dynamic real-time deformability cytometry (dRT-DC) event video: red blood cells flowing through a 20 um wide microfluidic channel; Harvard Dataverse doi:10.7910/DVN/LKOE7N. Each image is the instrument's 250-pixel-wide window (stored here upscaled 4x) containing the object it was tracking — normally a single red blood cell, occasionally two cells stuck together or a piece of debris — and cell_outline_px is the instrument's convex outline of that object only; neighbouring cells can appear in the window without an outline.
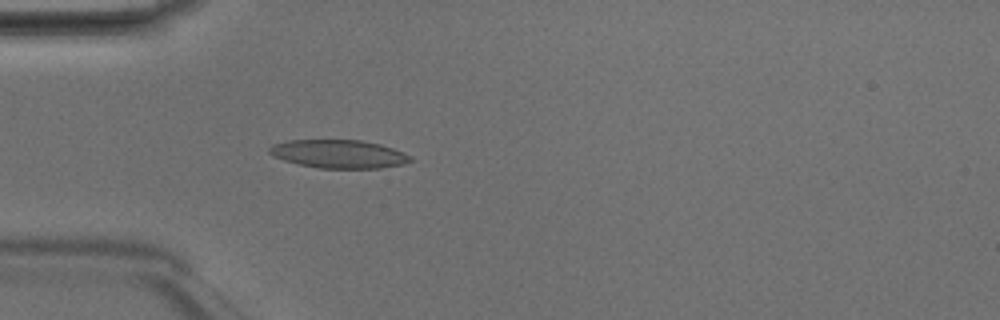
{"species": "Egyptian fruit bat (a non-hibernating species)", "species_latin": "Rousettus aegyptiacus", "temperature_condition": "room temperature", "stored_images_in_passage": 21, "camera_frame_rate_fps": 3000, "um_per_image_px": 0.085, "animal": {"sex": "male"}, "frame": {"image": 1, "passage_image": 11, "time_ms": 3.333, "image_size_px": [1000, 320], "cell_outline_px": [[412, 160], [404, 164], [380, 168], [320, 168], [300, 164], [284, 160], [272, 156], [268, 152], [268, 148], [272, 144], [288, 140], [360, 140], [380, 144], [404, 152], [412, 156]], "centroid_in_image_um": [28.79, 13.08], "position_along_channel_um": 56.2, "area_um2": 23.29}}
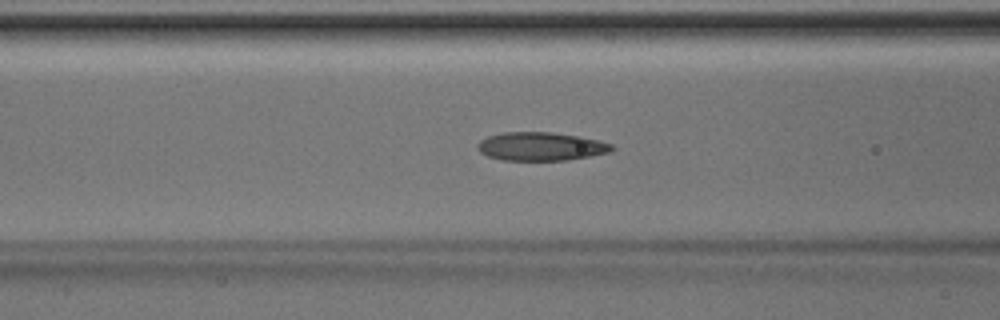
{"frame": {"image": 2, "passage_image": 16, "time_ms": 5.0, "image_size_px": [1000, 320], "cell_outline_px": [[616, 148], [612, 152], [568, 160], [500, 160], [488, 156], [480, 152], [476, 148], [476, 144], [480, 140], [488, 136], [504, 132], [552, 132], [580, 136], [612, 144]], "centroid_in_image_um": [45.97, 12.45], "position_along_channel_um": 120.6, "area_um2": 22.43}}
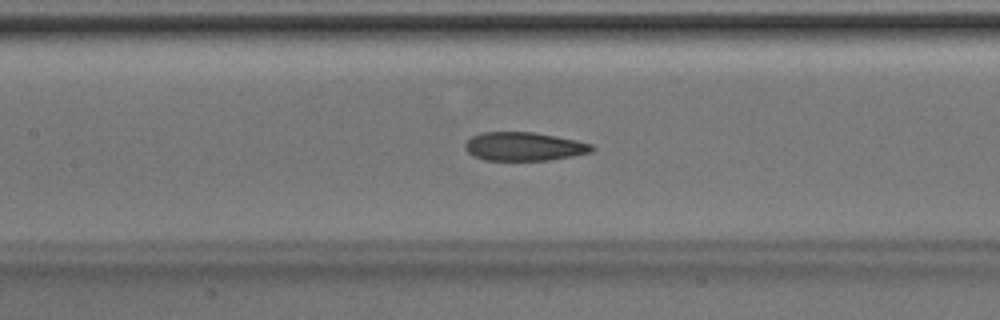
{"frame": {"image": 3, "passage_image": 19, "time_ms": 6.0, "image_size_px": [1000, 320], "cell_outline_px": [[596, 148], [592, 152], [572, 156], [548, 160], [484, 160], [472, 156], [464, 148], [464, 144], [472, 136], [484, 132], [532, 132], [556, 136], [576, 140], [592, 144]], "centroid_in_image_um": [44.54, 12.45], "position_along_channel_um": 162.9, "area_um2": 21.15}}